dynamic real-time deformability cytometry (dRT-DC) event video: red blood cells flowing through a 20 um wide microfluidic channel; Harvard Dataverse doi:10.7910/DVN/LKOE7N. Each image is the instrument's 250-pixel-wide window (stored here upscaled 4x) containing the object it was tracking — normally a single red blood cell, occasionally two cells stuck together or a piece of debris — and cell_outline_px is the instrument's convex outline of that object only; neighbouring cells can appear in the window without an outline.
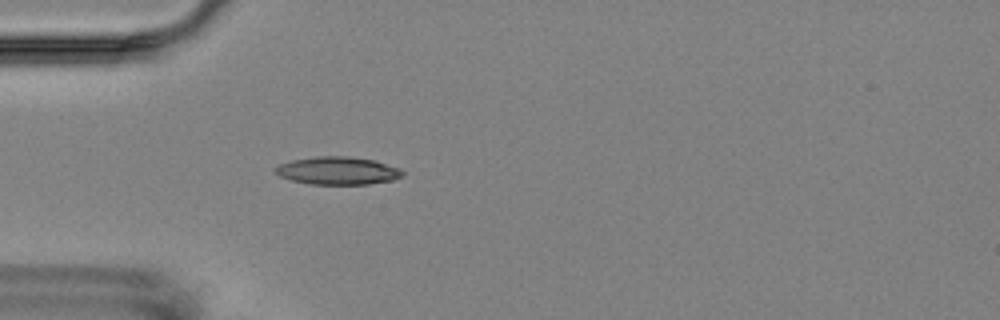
{"species": "Egyptian fruit bat (a non-hibernating species)", "species_latin": "Rousettus aegyptiacus", "temperature_condition": "room temperature", "stored_images_in_passage": 4, "camera_frame_rate_fps": 3000, "um_per_image_px": 0.085, "animal": {"sex": "female"}, "frame": {"image": 1, "passage_image": 4, "time_ms": 3.667, "image_size_px": [1000, 320], "cell_outline_px": [[404, 176], [392, 180], [368, 184], [308, 184], [292, 180], [280, 176], [276, 172], [276, 168], [280, 164], [292, 160], [316, 156], [348, 156], [376, 160], [400, 168], [404, 172]], "centroid_in_image_um": [28.76, 14.5], "position_along_channel_um": 56.2, "area_um2": 20.63}}